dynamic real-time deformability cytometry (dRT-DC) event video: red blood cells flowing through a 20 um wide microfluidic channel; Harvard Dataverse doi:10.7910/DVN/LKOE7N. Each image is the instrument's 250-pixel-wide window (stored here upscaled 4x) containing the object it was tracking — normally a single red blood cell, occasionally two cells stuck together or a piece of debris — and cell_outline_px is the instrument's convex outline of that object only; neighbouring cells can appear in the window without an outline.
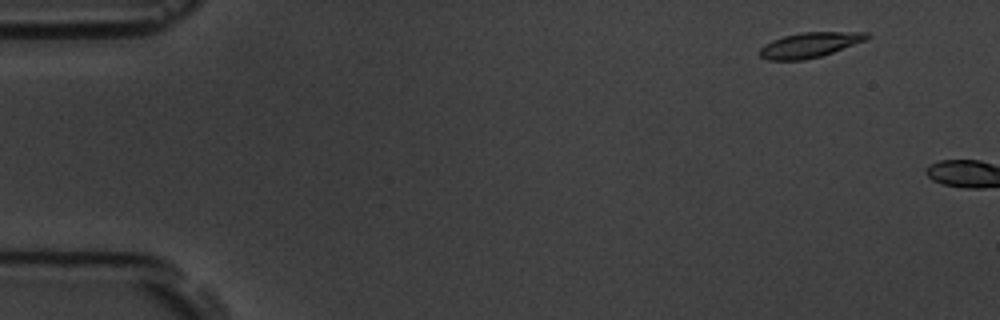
{"species": "common noctule bat (a hibernating species)", "species_latin": "Nyctalus noctula", "temperature_condition": "room temperature", "stored_images_in_passage": 3, "camera_frame_rate_fps": 3000, "um_per_image_px": 0.085, "animal": {"sex": "male", "body_mass_g": 19.5, "forearm_length_mm": 54.6}, "frame": {"image": 1, "passage_image": 2, "time_ms": 1.0, "image_size_px": [1000, 320], "cell_outline_px": [[872, 36], [868, 40], [820, 56], [804, 60], [768, 60], [760, 56], [760, 48], [764, 44], [772, 40], [784, 36], [800, 32], [868, 32]], "centroid_in_image_um": [68.85, 3.81], "position_along_channel_um": 16.1, "area_um2": 15.72}}